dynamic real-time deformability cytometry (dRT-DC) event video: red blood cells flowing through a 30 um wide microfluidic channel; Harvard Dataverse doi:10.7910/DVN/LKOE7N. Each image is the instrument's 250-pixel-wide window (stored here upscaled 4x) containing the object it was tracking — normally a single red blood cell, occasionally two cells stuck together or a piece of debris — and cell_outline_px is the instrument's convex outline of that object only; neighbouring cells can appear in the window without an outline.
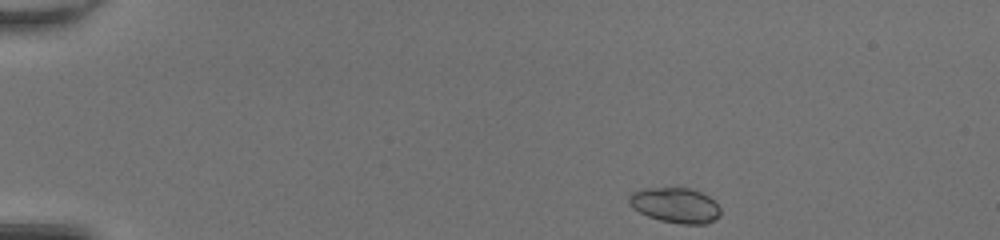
{"species": "common noctule bat (a hibernating species)", "species_latin": "Nyctalus noctula", "temperature_condition": "room temperature", "stored_images_in_passage": 14, "camera_frame_rate_fps": 3000, "um_per_image_px": 0.085, "animal": {"sex": "female", "body_mass_g": 20.0, "forearm_length_mm": 54.0}, "frame": {"image": 1, "passage_image": 1, "time_ms": 0.0, "image_size_px": [1000, 240], "cell_outline_px": [[720, 216], [708, 224], [680, 224], [660, 220], [648, 216], [632, 208], [628, 204], [628, 196], [632, 192], [640, 188], [692, 188], [708, 196], [720, 208]], "centroid_in_image_um": [57.38, 17.45], "position_along_channel_um": 27.6, "area_um2": 18.9}}
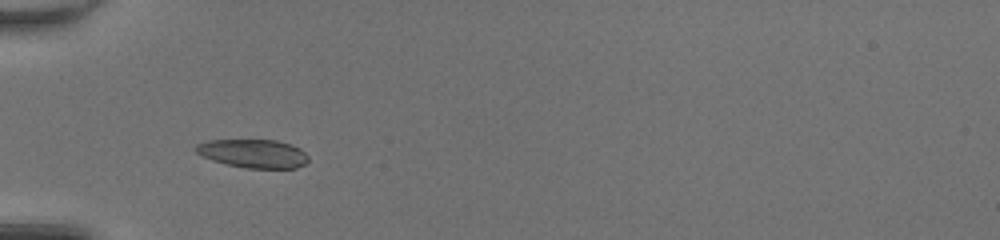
{"frame": {"image": 2, "passage_image": 10, "time_ms": 3.0, "image_size_px": [1000, 240], "cell_outline_px": [[308, 160], [304, 164], [296, 168], [244, 168], [212, 160], [196, 152], [192, 148], [196, 144], [208, 140], [276, 140], [292, 144], [300, 148], [308, 156]], "centroid_in_image_um": [21.52, 13.04], "position_along_channel_um": 63.5, "area_um2": 18.73}}
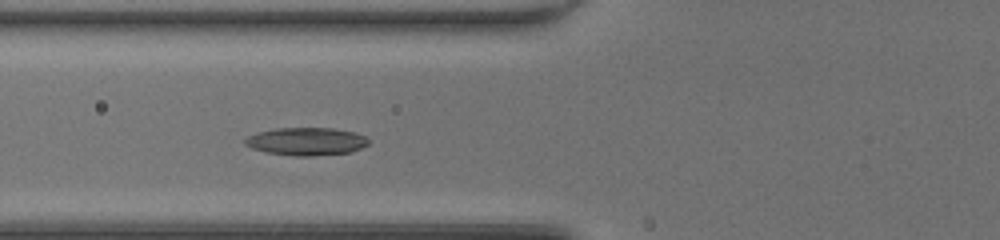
{"frame": {"image": 3, "passage_image": 13, "time_ms": 4.0, "image_size_px": [1000, 240], "cell_outline_px": [[368, 144], [352, 152], [308, 156], [296, 156], [268, 152], [252, 148], [244, 144], [244, 140], [248, 136], [256, 132], [276, 128], [332, 128], [356, 132], [364, 136], [368, 140]], "centroid_in_image_um": [26.03, 12.01], "position_along_channel_um": 99.8, "area_um2": 19.94}}